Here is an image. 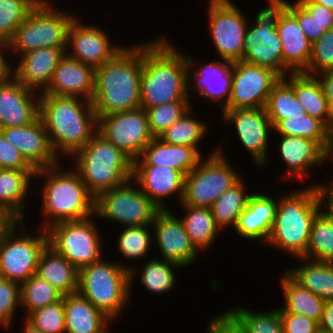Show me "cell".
Masks as SVG:
<instances>
[{
    "label": "cell",
    "mask_w": 333,
    "mask_h": 333,
    "mask_svg": "<svg viewBox=\"0 0 333 333\" xmlns=\"http://www.w3.org/2000/svg\"><path fill=\"white\" fill-rule=\"evenodd\" d=\"M166 38L143 45L140 107L147 108L178 100H190L188 63Z\"/></svg>",
    "instance_id": "6da1fadb"
},
{
    "label": "cell",
    "mask_w": 333,
    "mask_h": 333,
    "mask_svg": "<svg viewBox=\"0 0 333 333\" xmlns=\"http://www.w3.org/2000/svg\"><path fill=\"white\" fill-rule=\"evenodd\" d=\"M143 44L124 47L95 69L91 99L97 116L140 108Z\"/></svg>",
    "instance_id": "7a4b0ae2"
},
{
    "label": "cell",
    "mask_w": 333,
    "mask_h": 333,
    "mask_svg": "<svg viewBox=\"0 0 333 333\" xmlns=\"http://www.w3.org/2000/svg\"><path fill=\"white\" fill-rule=\"evenodd\" d=\"M38 95L39 116L45 125L53 151L57 156L61 151L62 154L73 157L98 129V118L91 101L79 97Z\"/></svg>",
    "instance_id": "3957f363"
},
{
    "label": "cell",
    "mask_w": 333,
    "mask_h": 333,
    "mask_svg": "<svg viewBox=\"0 0 333 333\" xmlns=\"http://www.w3.org/2000/svg\"><path fill=\"white\" fill-rule=\"evenodd\" d=\"M297 191L278 198L266 244L300 259L306 254L313 220L321 211L322 202L316 184Z\"/></svg>",
    "instance_id": "277c9868"
},
{
    "label": "cell",
    "mask_w": 333,
    "mask_h": 333,
    "mask_svg": "<svg viewBox=\"0 0 333 333\" xmlns=\"http://www.w3.org/2000/svg\"><path fill=\"white\" fill-rule=\"evenodd\" d=\"M58 166L38 169L35 174L36 178L47 177L41 193L42 212L47 217L42 221L41 229L63 221H79L95 216V197L88 191L79 173L73 168L68 171Z\"/></svg>",
    "instance_id": "5b68a950"
},
{
    "label": "cell",
    "mask_w": 333,
    "mask_h": 333,
    "mask_svg": "<svg viewBox=\"0 0 333 333\" xmlns=\"http://www.w3.org/2000/svg\"><path fill=\"white\" fill-rule=\"evenodd\" d=\"M73 156L74 169L95 198L133 176V160L98 132Z\"/></svg>",
    "instance_id": "8992f818"
},
{
    "label": "cell",
    "mask_w": 333,
    "mask_h": 333,
    "mask_svg": "<svg viewBox=\"0 0 333 333\" xmlns=\"http://www.w3.org/2000/svg\"><path fill=\"white\" fill-rule=\"evenodd\" d=\"M135 272L128 265L101 259L79 270L78 293L113 320L128 304Z\"/></svg>",
    "instance_id": "52a82bcc"
},
{
    "label": "cell",
    "mask_w": 333,
    "mask_h": 333,
    "mask_svg": "<svg viewBox=\"0 0 333 333\" xmlns=\"http://www.w3.org/2000/svg\"><path fill=\"white\" fill-rule=\"evenodd\" d=\"M50 5L47 0H40L29 12L8 40L9 51L22 56L46 47L68 49V29L76 17L68 12L53 10Z\"/></svg>",
    "instance_id": "ba28073f"
},
{
    "label": "cell",
    "mask_w": 333,
    "mask_h": 333,
    "mask_svg": "<svg viewBox=\"0 0 333 333\" xmlns=\"http://www.w3.org/2000/svg\"><path fill=\"white\" fill-rule=\"evenodd\" d=\"M17 225H21L19 232L24 233L18 237L15 235ZM24 227L23 221H10L0 231V277L19 284L36 274L40 254L48 245L45 229L32 237L25 234Z\"/></svg>",
    "instance_id": "9c48e42d"
},
{
    "label": "cell",
    "mask_w": 333,
    "mask_h": 333,
    "mask_svg": "<svg viewBox=\"0 0 333 333\" xmlns=\"http://www.w3.org/2000/svg\"><path fill=\"white\" fill-rule=\"evenodd\" d=\"M222 154L218 148L185 176L182 205L211 208L216 199L241 180Z\"/></svg>",
    "instance_id": "30bf717a"
},
{
    "label": "cell",
    "mask_w": 333,
    "mask_h": 333,
    "mask_svg": "<svg viewBox=\"0 0 333 333\" xmlns=\"http://www.w3.org/2000/svg\"><path fill=\"white\" fill-rule=\"evenodd\" d=\"M91 217L63 221L46 230L48 245L64 256L78 271L102 259L100 233Z\"/></svg>",
    "instance_id": "8fae6325"
},
{
    "label": "cell",
    "mask_w": 333,
    "mask_h": 333,
    "mask_svg": "<svg viewBox=\"0 0 333 333\" xmlns=\"http://www.w3.org/2000/svg\"><path fill=\"white\" fill-rule=\"evenodd\" d=\"M260 10L253 25H247L243 42V61L268 68L280 78L291 71L283 64L282 42L275 26V0Z\"/></svg>",
    "instance_id": "7c38bea8"
},
{
    "label": "cell",
    "mask_w": 333,
    "mask_h": 333,
    "mask_svg": "<svg viewBox=\"0 0 333 333\" xmlns=\"http://www.w3.org/2000/svg\"><path fill=\"white\" fill-rule=\"evenodd\" d=\"M132 181L99 194L95 198V216L117 221L123 227L152 225L160 209L138 186L133 187Z\"/></svg>",
    "instance_id": "4fadbf2b"
},
{
    "label": "cell",
    "mask_w": 333,
    "mask_h": 333,
    "mask_svg": "<svg viewBox=\"0 0 333 333\" xmlns=\"http://www.w3.org/2000/svg\"><path fill=\"white\" fill-rule=\"evenodd\" d=\"M97 118V132L133 161L154 138L150 134L146 111L141 107Z\"/></svg>",
    "instance_id": "5bb4252c"
},
{
    "label": "cell",
    "mask_w": 333,
    "mask_h": 333,
    "mask_svg": "<svg viewBox=\"0 0 333 333\" xmlns=\"http://www.w3.org/2000/svg\"><path fill=\"white\" fill-rule=\"evenodd\" d=\"M209 28L222 60H243V42L247 30L245 16L231 0H210Z\"/></svg>",
    "instance_id": "9a60e30c"
},
{
    "label": "cell",
    "mask_w": 333,
    "mask_h": 333,
    "mask_svg": "<svg viewBox=\"0 0 333 333\" xmlns=\"http://www.w3.org/2000/svg\"><path fill=\"white\" fill-rule=\"evenodd\" d=\"M280 77L272 70L246 61L233 64L231 98L224 110L264 108Z\"/></svg>",
    "instance_id": "2e32d148"
},
{
    "label": "cell",
    "mask_w": 333,
    "mask_h": 333,
    "mask_svg": "<svg viewBox=\"0 0 333 333\" xmlns=\"http://www.w3.org/2000/svg\"><path fill=\"white\" fill-rule=\"evenodd\" d=\"M224 121L234 124L240 142L255 159L257 165H265L268 156L269 132L273 125L264 108L223 110Z\"/></svg>",
    "instance_id": "e0dca14e"
},
{
    "label": "cell",
    "mask_w": 333,
    "mask_h": 333,
    "mask_svg": "<svg viewBox=\"0 0 333 333\" xmlns=\"http://www.w3.org/2000/svg\"><path fill=\"white\" fill-rule=\"evenodd\" d=\"M151 226H154V239L156 238L163 260L182 267L194 263L200 251L192 244L182 220L168 209H163L156 213Z\"/></svg>",
    "instance_id": "ac0fdd59"
},
{
    "label": "cell",
    "mask_w": 333,
    "mask_h": 333,
    "mask_svg": "<svg viewBox=\"0 0 333 333\" xmlns=\"http://www.w3.org/2000/svg\"><path fill=\"white\" fill-rule=\"evenodd\" d=\"M76 18L70 24L68 29L67 43L72 47L67 54L69 57L77 59L85 65H89L94 69L102 66L111 60L124 47L110 43L107 33L99 27L88 26L78 23ZM71 43V45H69Z\"/></svg>",
    "instance_id": "d6986e66"
},
{
    "label": "cell",
    "mask_w": 333,
    "mask_h": 333,
    "mask_svg": "<svg viewBox=\"0 0 333 333\" xmlns=\"http://www.w3.org/2000/svg\"><path fill=\"white\" fill-rule=\"evenodd\" d=\"M0 131L6 141L19 150L36 170L58 164L59 158L53 151L40 116L29 125L9 127Z\"/></svg>",
    "instance_id": "ffe728a7"
},
{
    "label": "cell",
    "mask_w": 333,
    "mask_h": 333,
    "mask_svg": "<svg viewBox=\"0 0 333 333\" xmlns=\"http://www.w3.org/2000/svg\"><path fill=\"white\" fill-rule=\"evenodd\" d=\"M275 26L282 42L283 64L291 72H303L309 64L312 42L297 18L279 0H275Z\"/></svg>",
    "instance_id": "44dd1931"
},
{
    "label": "cell",
    "mask_w": 333,
    "mask_h": 333,
    "mask_svg": "<svg viewBox=\"0 0 333 333\" xmlns=\"http://www.w3.org/2000/svg\"><path fill=\"white\" fill-rule=\"evenodd\" d=\"M34 95L35 91L27 89L14 76L0 81V129L34 122L40 114V98L34 99Z\"/></svg>",
    "instance_id": "7402d4cb"
},
{
    "label": "cell",
    "mask_w": 333,
    "mask_h": 333,
    "mask_svg": "<svg viewBox=\"0 0 333 333\" xmlns=\"http://www.w3.org/2000/svg\"><path fill=\"white\" fill-rule=\"evenodd\" d=\"M188 63V83L194 82L195 93L202 95L204 98L218 101L219 106H222V111L227 107L231 98V89L233 81V64L228 60L212 61L204 63L202 67L193 71V59L186 56ZM192 71V73H191ZM194 77V78H192ZM193 80L192 82H190Z\"/></svg>",
    "instance_id": "603a6c76"
},
{
    "label": "cell",
    "mask_w": 333,
    "mask_h": 333,
    "mask_svg": "<svg viewBox=\"0 0 333 333\" xmlns=\"http://www.w3.org/2000/svg\"><path fill=\"white\" fill-rule=\"evenodd\" d=\"M67 52L66 48L46 47L29 51L22 55L14 67L13 75L27 89L44 93L52 80L60 59Z\"/></svg>",
    "instance_id": "cb8c5ba5"
},
{
    "label": "cell",
    "mask_w": 333,
    "mask_h": 333,
    "mask_svg": "<svg viewBox=\"0 0 333 333\" xmlns=\"http://www.w3.org/2000/svg\"><path fill=\"white\" fill-rule=\"evenodd\" d=\"M95 69L66 53L54 71L48 89L42 94L79 97L91 101L94 94Z\"/></svg>",
    "instance_id": "d4e9b609"
},
{
    "label": "cell",
    "mask_w": 333,
    "mask_h": 333,
    "mask_svg": "<svg viewBox=\"0 0 333 333\" xmlns=\"http://www.w3.org/2000/svg\"><path fill=\"white\" fill-rule=\"evenodd\" d=\"M132 179L134 184H137L160 210L168 209L164 206V197L167 198L178 193L179 201L183 200L185 176L174 168L169 166H133Z\"/></svg>",
    "instance_id": "484cf974"
},
{
    "label": "cell",
    "mask_w": 333,
    "mask_h": 333,
    "mask_svg": "<svg viewBox=\"0 0 333 333\" xmlns=\"http://www.w3.org/2000/svg\"><path fill=\"white\" fill-rule=\"evenodd\" d=\"M201 160L197 147L169 144L157 137L142 150L133 166H169L186 176Z\"/></svg>",
    "instance_id": "4316f807"
},
{
    "label": "cell",
    "mask_w": 333,
    "mask_h": 333,
    "mask_svg": "<svg viewBox=\"0 0 333 333\" xmlns=\"http://www.w3.org/2000/svg\"><path fill=\"white\" fill-rule=\"evenodd\" d=\"M278 202L266 194L252 193L238 217L235 232L250 240L267 243Z\"/></svg>",
    "instance_id": "83f0119b"
},
{
    "label": "cell",
    "mask_w": 333,
    "mask_h": 333,
    "mask_svg": "<svg viewBox=\"0 0 333 333\" xmlns=\"http://www.w3.org/2000/svg\"><path fill=\"white\" fill-rule=\"evenodd\" d=\"M279 153L288 168L286 177H305L308 169L329 158V153L315 140L280 135Z\"/></svg>",
    "instance_id": "f1b7e54d"
},
{
    "label": "cell",
    "mask_w": 333,
    "mask_h": 333,
    "mask_svg": "<svg viewBox=\"0 0 333 333\" xmlns=\"http://www.w3.org/2000/svg\"><path fill=\"white\" fill-rule=\"evenodd\" d=\"M36 171L0 169V212L10 221H23L24 199Z\"/></svg>",
    "instance_id": "f546056e"
},
{
    "label": "cell",
    "mask_w": 333,
    "mask_h": 333,
    "mask_svg": "<svg viewBox=\"0 0 333 333\" xmlns=\"http://www.w3.org/2000/svg\"><path fill=\"white\" fill-rule=\"evenodd\" d=\"M289 76L290 81L285 78L282 79L292 88L305 112L322 121L333 131L331 107L323 94L318 78L315 75H308L303 72H291Z\"/></svg>",
    "instance_id": "4dcf8cb0"
},
{
    "label": "cell",
    "mask_w": 333,
    "mask_h": 333,
    "mask_svg": "<svg viewBox=\"0 0 333 333\" xmlns=\"http://www.w3.org/2000/svg\"><path fill=\"white\" fill-rule=\"evenodd\" d=\"M65 333H106L110 319L78 292L63 296Z\"/></svg>",
    "instance_id": "1f68e13d"
},
{
    "label": "cell",
    "mask_w": 333,
    "mask_h": 333,
    "mask_svg": "<svg viewBox=\"0 0 333 333\" xmlns=\"http://www.w3.org/2000/svg\"><path fill=\"white\" fill-rule=\"evenodd\" d=\"M36 275L55 287L63 296L78 292L79 271L49 245L40 254Z\"/></svg>",
    "instance_id": "d6a6232c"
},
{
    "label": "cell",
    "mask_w": 333,
    "mask_h": 333,
    "mask_svg": "<svg viewBox=\"0 0 333 333\" xmlns=\"http://www.w3.org/2000/svg\"><path fill=\"white\" fill-rule=\"evenodd\" d=\"M281 289L285 300L279 313H295L320 322L326 301L303 288L287 272L283 273Z\"/></svg>",
    "instance_id": "836d02e7"
},
{
    "label": "cell",
    "mask_w": 333,
    "mask_h": 333,
    "mask_svg": "<svg viewBox=\"0 0 333 333\" xmlns=\"http://www.w3.org/2000/svg\"><path fill=\"white\" fill-rule=\"evenodd\" d=\"M303 266L286 271L303 288L325 301L333 300V263L301 258ZM306 264V265H305Z\"/></svg>",
    "instance_id": "e575fe53"
},
{
    "label": "cell",
    "mask_w": 333,
    "mask_h": 333,
    "mask_svg": "<svg viewBox=\"0 0 333 333\" xmlns=\"http://www.w3.org/2000/svg\"><path fill=\"white\" fill-rule=\"evenodd\" d=\"M183 206L187 213L181 220L192 244L198 251L206 250L217 239L220 230L211 208Z\"/></svg>",
    "instance_id": "d590c367"
},
{
    "label": "cell",
    "mask_w": 333,
    "mask_h": 333,
    "mask_svg": "<svg viewBox=\"0 0 333 333\" xmlns=\"http://www.w3.org/2000/svg\"><path fill=\"white\" fill-rule=\"evenodd\" d=\"M272 130L279 133V135L313 139L328 153L330 151L332 131L322 121L308 114L279 120Z\"/></svg>",
    "instance_id": "8d00e7d4"
},
{
    "label": "cell",
    "mask_w": 333,
    "mask_h": 333,
    "mask_svg": "<svg viewBox=\"0 0 333 333\" xmlns=\"http://www.w3.org/2000/svg\"><path fill=\"white\" fill-rule=\"evenodd\" d=\"M307 260L333 263V217L320 211L314 218L310 231Z\"/></svg>",
    "instance_id": "74e56055"
},
{
    "label": "cell",
    "mask_w": 333,
    "mask_h": 333,
    "mask_svg": "<svg viewBox=\"0 0 333 333\" xmlns=\"http://www.w3.org/2000/svg\"><path fill=\"white\" fill-rule=\"evenodd\" d=\"M264 109L273 126L282 119L307 115L292 88L282 78L272 87Z\"/></svg>",
    "instance_id": "f35d334b"
},
{
    "label": "cell",
    "mask_w": 333,
    "mask_h": 333,
    "mask_svg": "<svg viewBox=\"0 0 333 333\" xmlns=\"http://www.w3.org/2000/svg\"><path fill=\"white\" fill-rule=\"evenodd\" d=\"M244 181L240 180L232 188L227 190L213 203L211 210L216 225L222 229L225 226L237 224L238 217L246 208L251 194L246 193Z\"/></svg>",
    "instance_id": "ab89813d"
},
{
    "label": "cell",
    "mask_w": 333,
    "mask_h": 333,
    "mask_svg": "<svg viewBox=\"0 0 333 333\" xmlns=\"http://www.w3.org/2000/svg\"><path fill=\"white\" fill-rule=\"evenodd\" d=\"M225 312L245 333H283L279 309L262 313L236 307Z\"/></svg>",
    "instance_id": "60d3db41"
},
{
    "label": "cell",
    "mask_w": 333,
    "mask_h": 333,
    "mask_svg": "<svg viewBox=\"0 0 333 333\" xmlns=\"http://www.w3.org/2000/svg\"><path fill=\"white\" fill-rule=\"evenodd\" d=\"M21 305L26 308L27 316L47 305L56 303L63 295L47 281L36 274L20 284Z\"/></svg>",
    "instance_id": "b9f144b4"
},
{
    "label": "cell",
    "mask_w": 333,
    "mask_h": 333,
    "mask_svg": "<svg viewBox=\"0 0 333 333\" xmlns=\"http://www.w3.org/2000/svg\"><path fill=\"white\" fill-rule=\"evenodd\" d=\"M191 115L192 109L174 122L159 138L169 144L198 148L199 142L207 132V127L203 121H199Z\"/></svg>",
    "instance_id": "7bdbcfd3"
},
{
    "label": "cell",
    "mask_w": 333,
    "mask_h": 333,
    "mask_svg": "<svg viewBox=\"0 0 333 333\" xmlns=\"http://www.w3.org/2000/svg\"><path fill=\"white\" fill-rule=\"evenodd\" d=\"M181 268L170 261L159 260L158 258L148 260L145 266H143L140 281L151 293L163 294L174 288L176 277L172 268Z\"/></svg>",
    "instance_id": "ee69618b"
},
{
    "label": "cell",
    "mask_w": 333,
    "mask_h": 333,
    "mask_svg": "<svg viewBox=\"0 0 333 333\" xmlns=\"http://www.w3.org/2000/svg\"><path fill=\"white\" fill-rule=\"evenodd\" d=\"M190 100H178L145 109L150 134L160 137L174 122L191 109Z\"/></svg>",
    "instance_id": "f6af8a7d"
},
{
    "label": "cell",
    "mask_w": 333,
    "mask_h": 333,
    "mask_svg": "<svg viewBox=\"0 0 333 333\" xmlns=\"http://www.w3.org/2000/svg\"><path fill=\"white\" fill-rule=\"evenodd\" d=\"M40 0H0V37L9 40Z\"/></svg>",
    "instance_id": "bcb514c9"
},
{
    "label": "cell",
    "mask_w": 333,
    "mask_h": 333,
    "mask_svg": "<svg viewBox=\"0 0 333 333\" xmlns=\"http://www.w3.org/2000/svg\"><path fill=\"white\" fill-rule=\"evenodd\" d=\"M148 226L152 227L151 225L125 227L119 235L118 252H121L126 259L136 260L145 257L153 240Z\"/></svg>",
    "instance_id": "7dc6e473"
},
{
    "label": "cell",
    "mask_w": 333,
    "mask_h": 333,
    "mask_svg": "<svg viewBox=\"0 0 333 333\" xmlns=\"http://www.w3.org/2000/svg\"><path fill=\"white\" fill-rule=\"evenodd\" d=\"M25 317V321L36 330L44 333H65L63 298L31 312Z\"/></svg>",
    "instance_id": "c3c4849f"
},
{
    "label": "cell",
    "mask_w": 333,
    "mask_h": 333,
    "mask_svg": "<svg viewBox=\"0 0 333 333\" xmlns=\"http://www.w3.org/2000/svg\"><path fill=\"white\" fill-rule=\"evenodd\" d=\"M331 68H333V28L325 31L312 43L309 64L303 73L315 75Z\"/></svg>",
    "instance_id": "681fc988"
},
{
    "label": "cell",
    "mask_w": 333,
    "mask_h": 333,
    "mask_svg": "<svg viewBox=\"0 0 333 333\" xmlns=\"http://www.w3.org/2000/svg\"><path fill=\"white\" fill-rule=\"evenodd\" d=\"M21 305L20 284L0 277V324L9 327L15 309Z\"/></svg>",
    "instance_id": "f907efd6"
},
{
    "label": "cell",
    "mask_w": 333,
    "mask_h": 333,
    "mask_svg": "<svg viewBox=\"0 0 333 333\" xmlns=\"http://www.w3.org/2000/svg\"><path fill=\"white\" fill-rule=\"evenodd\" d=\"M279 1L297 18L299 26L312 43L325 33L326 30L312 18L298 1L293 4H290L286 0Z\"/></svg>",
    "instance_id": "816d5d0a"
},
{
    "label": "cell",
    "mask_w": 333,
    "mask_h": 333,
    "mask_svg": "<svg viewBox=\"0 0 333 333\" xmlns=\"http://www.w3.org/2000/svg\"><path fill=\"white\" fill-rule=\"evenodd\" d=\"M0 169L36 170L0 131Z\"/></svg>",
    "instance_id": "f5cc1de1"
},
{
    "label": "cell",
    "mask_w": 333,
    "mask_h": 333,
    "mask_svg": "<svg viewBox=\"0 0 333 333\" xmlns=\"http://www.w3.org/2000/svg\"><path fill=\"white\" fill-rule=\"evenodd\" d=\"M283 333H318L319 323L295 313H280Z\"/></svg>",
    "instance_id": "db71d44e"
},
{
    "label": "cell",
    "mask_w": 333,
    "mask_h": 333,
    "mask_svg": "<svg viewBox=\"0 0 333 333\" xmlns=\"http://www.w3.org/2000/svg\"><path fill=\"white\" fill-rule=\"evenodd\" d=\"M326 31L333 28V11L312 0H297Z\"/></svg>",
    "instance_id": "11a10c76"
},
{
    "label": "cell",
    "mask_w": 333,
    "mask_h": 333,
    "mask_svg": "<svg viewBox=\"0 0 333 333\" xmlns=\"http://www.w3.org/2000/svg\"><path fill=\"white\" fill-rule=\"evenodd\" d=\"M215 317L209 321L207 333H245L226 312Z\"/></svg>",
    "instance_id": "9f6ffc18"
},
{
    "label": "cell",
    "mask_w": 333,
    "mask_h": 333,
    "mask_svg": "<svg viewBox=\"0 0 333 333\" xmlns=\"http://www.w3.org/2000/svg\"><path fill=\"white\" fill-rule=\"evenodd\" d=\"M319 76L317 77L322 90H323V94L325 95L328 104L330 107L333 106V68L325 70L323 72H320L318 74Z\"/></svg>",
    "instance_id": "6f0895ef"
},
{
    "label": "cell",
    "mask_w": 333,
    "mask_h": 333,
    "mask_svg": "<svg viewBox=\"0 0 333 333\" xmlns=\"http://www.w3.org/2000/svg\"><path fill=\"white\" fill-rule=\"evenodd\" d=\"M332 185V186H331ZM319 195H320V200L323 203L322 205L325 206L326 209L325 212L333 217V183H330V185H316ZM328 207V208H327Z\"/></svg>",
    "instance_id": "680465c9"
},
{
    "label": "cell",
    "mask_w": 333,
    "mask_h": 333,
    "mask_svg": "<svg viewBox=\"0 0 333 333\" xmlns=\"http://www.w3.org/2000/svg\"><path fill=\"white\" fill-rule=\"evenodd\" d=\"M319 328L323 333H333V300L326 301Z\"/></svg>",
    "instance_id": "91938a15"
},
{
    "label": "cell",
    "mask_w": 333,
    "mask_h": 333,
    "mask_svg": "<svg viewBox=\"0 0 333 333\" xmlns=\"http://www.w3.org/2000/svg\"><path fill=\"white\" fill-rule=\"evenodd\" d=\"M7 49H9V43L8 40L0 37V81L6 80L10 77L13 73V69L10 67V63L7 62L4 52ZM3 53V54H2Z\"/></svg>",
    "instance_id": "94428289"
},
{
    "label": "cell",
    "mask_w": 333,
    "mask_h": 333,
    "mask_svg": "<svg viewBox=\"0 0 333 333\" xmlns=\"http://www.w3.org/2000/svg\"><path fill=\"white\" fill-rule=\"evenodd\" d=\"M315 3L323 5L333 11V0H312Z\"/></svg>",
    "instance_id": "6125c7cd"
},
{
    "label": "cell",
    "mask_w": 333,
    "mask_h": 333,
    "mask_svg": "<svg viewBox=\"0 0 333 333\" xmlns=\"http://www.w3.org/2000/svg\"><path fill=\"white\" fill-rule=\"evenodd\" d=\"M23 333H44L42 331L34 329L32 326H30L26 321L24 323Z\"/></svg>",
    "instance_id": "be15d7a7"
},
{
    "label": "cell",
    "mask_w": 333,
    "mask_h": 333,
    "mask_svg": "<svg viewBox=\"0 0 333 333\" xmlns=\"http://www.w3.org/2000/svg\"><path fill=\"white\" fill-rule=\"evenodd\" d=\"M10 222L1 212H0V231Z\"/></svg>",
    "instance_id": "e7e4bbea"
},
{
    "label": "cell",
    "mask_w": 333,
    "mask_h": 333,
    "mask_svg": "<svg viewBox=\"0 0 333 333\" xmlns=\"http://www.w3.org/2000/svg\"><path fill=\"white\" fill-rule=\"evenodd\" d=\"M333 157V131H332V137H331V148L329 151V158L331 159Z\"/></svg>",
    "instance_id": "03108f58"
},
{
    "label": "cell",
    "mask_w": 333,
    "mask_h": 333,
    "mask_svg": "<svg viewBox=\"0 0 333 333\" xmlns=\"http://www.w3.org/2000/svg\"><path fill=\"white\" fill-rule=\"evenodd\" d=\"M331 115L333 117V106L331 107Z\"/></svg>",
    "instance_id": "003e7915"
}]
</instances>
